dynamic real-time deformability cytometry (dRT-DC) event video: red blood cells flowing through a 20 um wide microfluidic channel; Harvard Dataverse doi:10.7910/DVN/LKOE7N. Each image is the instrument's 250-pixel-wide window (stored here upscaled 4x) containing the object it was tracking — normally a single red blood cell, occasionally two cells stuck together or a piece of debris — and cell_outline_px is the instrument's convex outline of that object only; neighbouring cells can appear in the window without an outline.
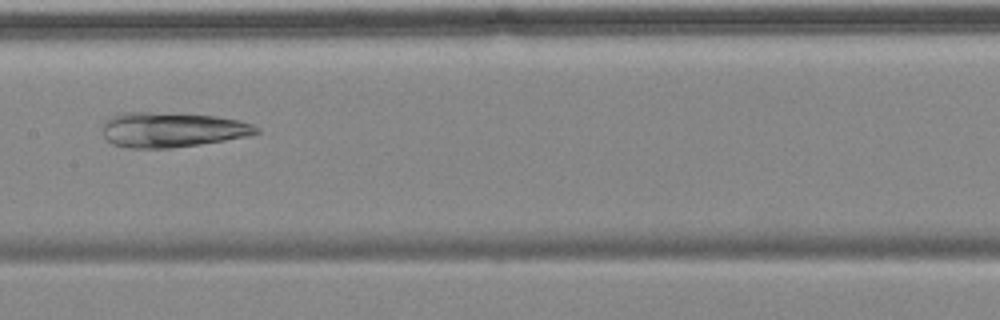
{"species": "common noctule bat (a hibernating species)", "species_latin": "Nyctalus noctula", "temperature_condition": "cold", "stored_images_in_passage": 8, "camera_frame_rate_fps": 3000, "um_per_image_px": 0.085, "animal": {"sex": "female", "body_mass_g": 18.4}, "frame": {"image": 1, "passage_image": 7, "time_ms": 7.0, "image_size_px": [1000, 320], "cell_outline_px": [[260, 132], [248, 136], [200, 144], [168, 148], [128, 148], [112, 144], [104, 136], [104, 124], [108, 116], [124, 112], [148, 112], [216, 116], [240, 120], [252, 124], [260, 128]], "centroid_in_image_um": [14.62, 11.02], "position_along_channel_um": 192.8, "area_um2": 31.27}}
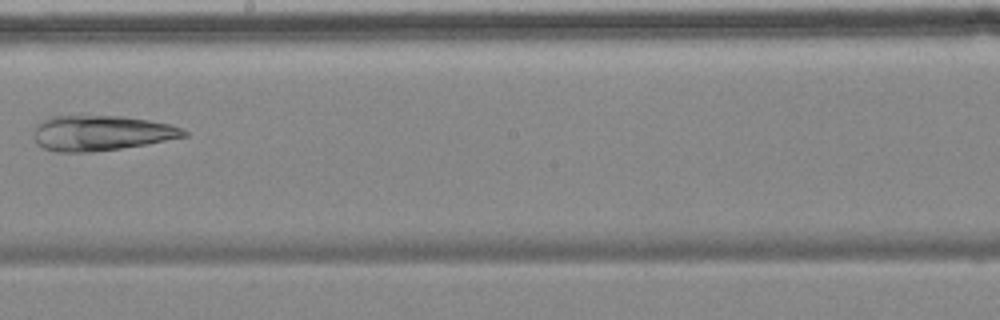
{"frame": {"image": 2, "passage_image": 8, "time_ms": 8.333, "image_size_px": [1000, 320], "cell_outline_px": [[188, 136], [144, 144], [120, 148], [92, 152], [56, 152], [44, 148], [36, 140], [36, 124], [52, 116], [120, 116], [148, 120], [168, 124], [184, 128], [188, 132]], "centroid_in_image_um": [8.64, 11.31], "position_along_channel_um": 239.6, "area_um2": 30.35}}